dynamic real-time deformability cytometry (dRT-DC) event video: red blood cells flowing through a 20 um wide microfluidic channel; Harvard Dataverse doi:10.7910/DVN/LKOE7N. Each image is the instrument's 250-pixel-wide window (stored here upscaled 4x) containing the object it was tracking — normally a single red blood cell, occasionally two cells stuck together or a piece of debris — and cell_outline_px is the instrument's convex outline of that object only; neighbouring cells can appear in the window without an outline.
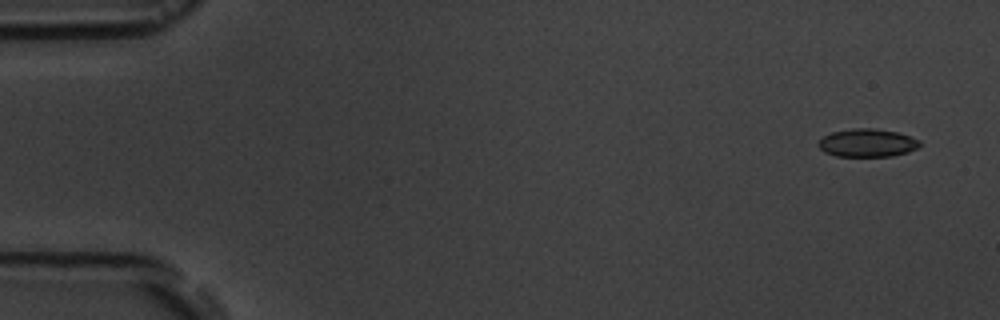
{"species": "common noctule bat (a hibernating species)", "species_latin": "Nyctalus noctula", "temperature_condition": "room temperature", "stored_images_in_passage": 4, "camera_frame_rate_fps": 3000, "um_per_image_px": 0.085, "animal": {"sex": "male", "body_mass_g": 19.5, "forearm_length_mm": 54.6}, "frame": {"image": 1, "passage_image": 1, "time_ms": 0.0, "image_size_px": [1000, 320], "cell_outline_px": [[920, 144], [916, 148], [908, 152], [892, 156], [836, 156], [824, 152], [816, 144], [824, 136], [832, 132], [852, 128], [872, 128], [896, 132], [920, 140]], "centroid_in_image_um": [73.69, 12.15], "position_along_channel_um": 11.3, "area_um2": 16.47}}